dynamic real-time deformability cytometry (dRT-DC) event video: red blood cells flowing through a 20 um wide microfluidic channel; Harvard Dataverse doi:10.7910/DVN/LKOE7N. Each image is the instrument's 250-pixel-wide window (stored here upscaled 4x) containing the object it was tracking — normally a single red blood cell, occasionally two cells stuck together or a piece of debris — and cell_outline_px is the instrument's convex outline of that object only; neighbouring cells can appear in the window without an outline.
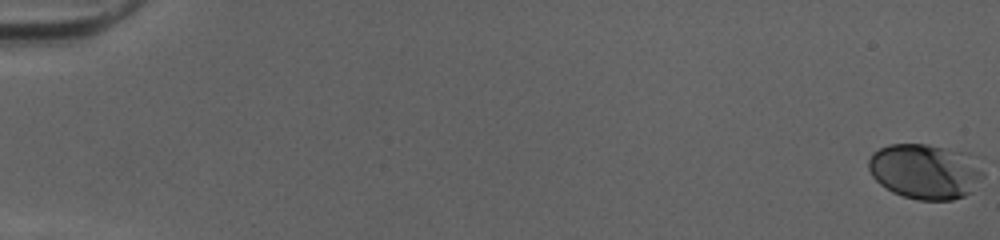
{"species": "human", "species_latin": "Homo sapiens", "temperature_condition": "cold", "stored_images_in_passage": 53, "camera_frame_rate_fps": 3000, "um_per_image_px": 0.085, "donor": {"sex": "female"}, "frame": {"image": 1, "passage_image": 1, "time_ms": 0.0, "image_size_px": [1000, 240], "cell_outline_px": [[984, 176], [972, 192], [964, 196], [952, 200], [920, 200], [904, 196], [892, 192], [880, 184], [872, 176], [868, 168], [868, 160], [872, 152], [888, 144], [928, 144], [968, 152], [976, 156], [984, 172]], "centroid_in_image_um": [78.69, 14.55], "position_along_channel_um": 6.3, "area_um2": 37.57}}
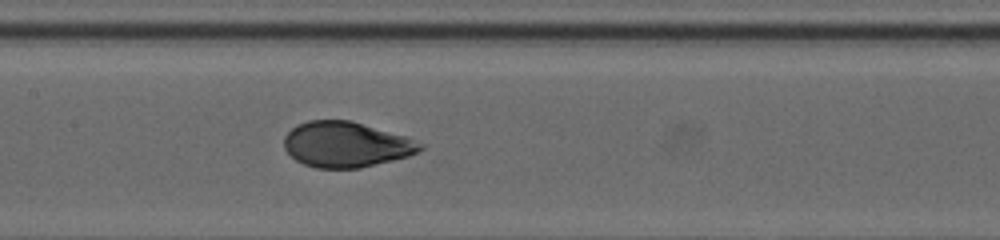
{"frame": {"image": 2, "passage_image": 28, "time_ms": 9.0, "image_size_px": [1000, 240], "cell_outline_px": [[424, 148], [408, 156], [360, 168], [316, 168], [304, 164], [296, 160], [284, 148], [284, 136], [296, 124], [308, 120], [352, 120], [404, 136], [424, 144]], "centroid_in_image_um": [29.39, 12.27], "position_along_channel_um": 178.0, "area_um2": 35.95}}
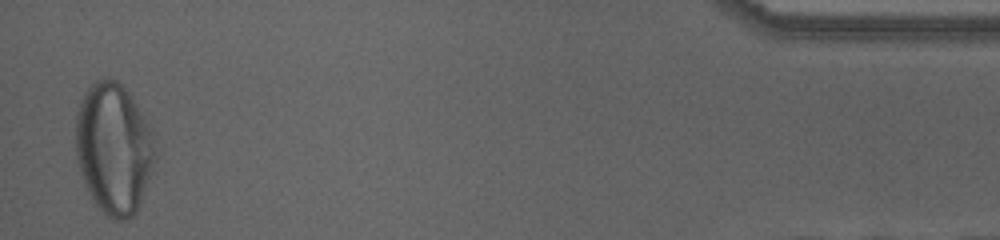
{"frame": {"image": 3, "passage_image": 52, "time_ms": 17.0, "image_size_px": [1000, 240], "cell_outline_px": [[156, 156], [136, 212], [128, 220], [112, 220], [104, 216], [96, 204], [80, 172], [76, 156], [76, 112], [84, 92], [96, 80], [104, 76], [108, 76], [116, 80], [132, 96], [152, 128], [156, 140]], "centroid_in_image_um": [9.68, 12.58], "position_along_channel_um": 425.5, "area_um2": 60.92}, "authors_computed_cell_mechanics": {"area_um2": 36.4718, "velocity_mm_per_s": 4.0416, "shape_relaxation_time_tau1_ms": 4.1604, "shape_relaxation_time_tau2_ms": null, "deformation_change_tau1": 0.1698, "deformation_change_tau2": null}}